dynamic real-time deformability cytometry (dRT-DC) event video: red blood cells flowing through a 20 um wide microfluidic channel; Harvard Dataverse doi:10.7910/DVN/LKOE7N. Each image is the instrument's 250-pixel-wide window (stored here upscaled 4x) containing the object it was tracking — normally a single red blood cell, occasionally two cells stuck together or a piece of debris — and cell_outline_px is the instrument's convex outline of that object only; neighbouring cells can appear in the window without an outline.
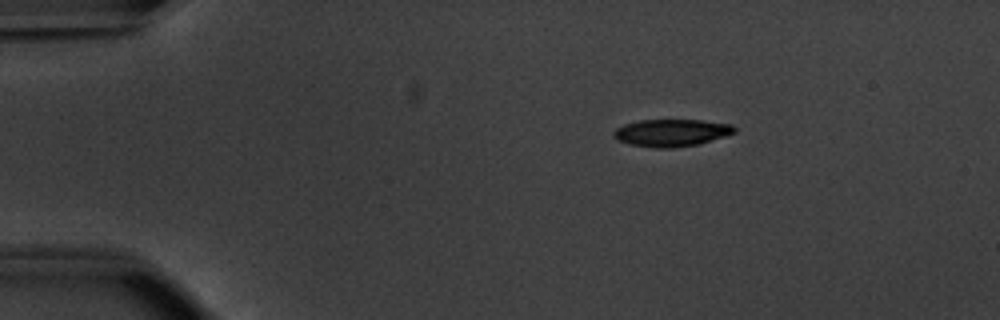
{"species": "common noctule bat (a hibernating species)", "species_latin": "Nyctalus noctula", "temperature_condition": "warm", "stored_images_in_passage": 45, "camera_frame_rate_fps": 3000, "um_per_image_px": 0.085, "animal": {"sex": "male", "body_mass_g": 20.1, "forearm_length_mm": 53.5}, "frame": {"image": 1, "passage_image": 1, "time_ms": 0.0, "image_size_px": [1000, 320], "cell_outline_px": [[736, 132], [724, 136], [696, 144], [672, 148], [656, 148], [628, 144], [616, 140], [612, 136], [612, 132], [616, 128], [624, 124], [640, 120], [704, 120], [732, 124], [736, 128]], "centroid_in_image_um": [57.03, 11.28], "position_along_channel_um": 28.0, "area_um2": 19.25}}
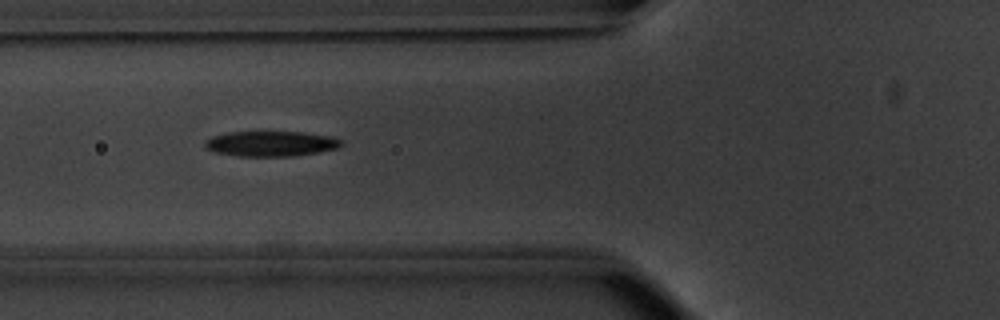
{"frame": {"image": 2, "passage_image": 12, "time_ms": 3.667, "image_size_px": [1000, 320], "cell_outline_px": [[344, 144], [336, 148], [320, 152], [292, 156], [236, 156], [212, 152], [204, 144], [204, 140], [212, 136], [228, 132], [304, 132], [332, 136], [344, 140]], "centroid_in_image_um": [23.04, 12.21], "position_along_channel_um": 102.8, "area_um2": 20.29}}
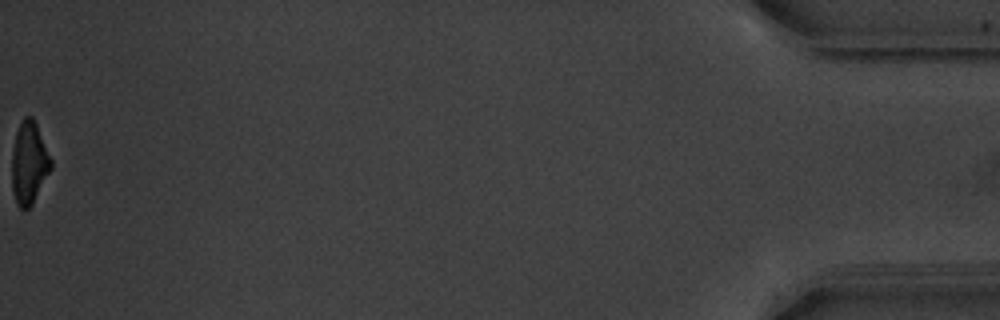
{"frame": {"image": 3, "passage_image": 45, "time_ms": 14.667, "image_size_px": [1000, 320], "cell_outline_px": [[52, 168], [32, 204], [28, 208], [20, 208], [16, 204], [12, 192], [12, 152], [16, 132], [24, 116], [32, 116], [36, 124], [52, 160]], "centroid_in_image_um": [2.46, 13.86], "position_along_channel_um": 432.7, "area_um2": 18.67}, "authors_computed_cell_mechanics": {"area_um2": 20.4612, "velocity_mm_per_s": 3.8604, "shape_relaxation_time_tau1_ms": 2.7201, "shape_relaxation_time_tau2_ms": 2.2501, "deformation_change_tau1": 0.1564, "deformation_change_tau2": 0.0994}}